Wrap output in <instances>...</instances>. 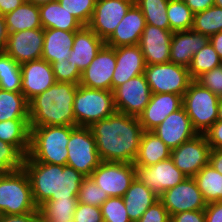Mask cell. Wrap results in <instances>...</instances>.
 <instances>
[{
    "instance_id": "cell-29",
    "label": "cell",
    "mask_w": 222,
    "mask_h": 222,
    "mask_svg": "<svg viewBox=\"0 0 222 222\" xmlns=\"http://www.w3.org/2000/svg\"><path fill=\"white\" fill-rule=\"evenodd\" d=\"M171 149L152 131H144L134 166L147 167L169 159Z\"/></svg>"
},
{
    "instance_id": "cell-59",
    "label": "cell",
    "mask_w": 222,
    "mask_h": 222,
    "mask_svg": "<svg viewBox=\"0 0 222 222\" xmlns=\"http://www.w3.org/2000/svg\"><path fill=\"white\" fill-rule=\"evenodd\" d=\"M214 5L222 8V0H214Z\"/></svg>"
},
{
    "instance_id": "cell-20",
    "label": "cell",
    "mask_w": 222,
    "mask_h": 222,
    "mask_svg": "<svg viewBox=\"0 0 222 222\" xmlns=\"http://www.w3.org/2000/svg\"><path fill=\"white\" fill-rule=\"evenodd\" d=\"M173 32L149 24L145 25L139 46L146 65L170 62V46Z\"/></svg>"
},
{
    "instance_id": "cell-27",
    "label": "cell",
    "mask_w": 222,
    "mask_h": 222,
    "mask_svg": "<svg viewBox=\"0 0 222 222\" xmlns=\"http://www.w3.org/2000/svg\"><path fill=\"white\" fill-rule=\"evenodd\" d=\"M131 222H137L159 197L137 177L122 197Z\"/></svg>"
},
{
    "instance_id": "cell-34",
    "label": "cell",
    "mask_w": 222,
    "mask_h": 222,
    "mask_svg": "<svg viewBox=\"0 0 222 222\" xmlns=\"http://www.w3.org/2000/svg\"><path fill=\"white\" fill-rule=\"evenodd\" d=\"M29 119V102L22 92L0 89V121Z\"/></svg>"
},
{
    "instance_id": "cell-58",
    "label": "cell",
    "mask_w": 222,
    "mask_h": 222,
    "mask_svg": "<svg viewBox=\"0 0 222 222\" xmlns=\"http://www.w3.org/2000/svg\"><path fill=\"white\" fill-rule=\"evenodd\" d=\"M217 120L222 121V98L218 102V117Z\"/></svg>"
},
{
    "instance_id": "cell-41",
    "label": "cell",
    "mask_w": 222,
    "mask_h": 222,
    "mask_svg": "<svg viewBox=\"0 0 222 222\" xmlns=\"http://www.w3.org/2000/svg\"><path fill=\"white\" fill-rule=\"evenodd\" d=\"M108 198L109 195L103 192L91 177H85L83 179L77 196L78 202L101 207Z\"/></svg>"
},
{
    "instance_id": "cell-45",
    "label": "cell",
    "mask_w": 222,
    "mask_h": 222,
    "mask_svg": "<svg viewBox=\"0 0 222 222\" xmlns=\"http://www.w3.org/2000/svg\"><path fill=\"white\" fill-rule=\"evenodd\" d=\"M196 81L212 93L222 98V64L211 71L203 73Z\"/></svg>"
},
{
    "instance_id": "cell-15",
    "label": "cell",
    "mask_w": 222,
    "mask_h": 222,
    "mask_svg": "<svg viewBox=\"0 0 222 222\" xmlns=\"http://www.w3.org/2000/svg\"><path fill=\"white\" fill-rule=\"evenodd\" d=\"M135 0H97L88 27L106 41Z\"/></svg>"
},
{
    "instance_id": "cell-56",
    "label": "cell",
    "mask_w": 222,
    "mask_h": 222,
    "mask_svg": "<svg viewBox=\"0 0 222 222\" xmlns=\"http://www.w3.org/2000/svg\"><path fill=\"white\" fill-rule=\"evenodd\" d=\"M8 32L4 20V15L0 14V50L4 51L7 43Z\"/></svg>"
},
{
    "instance_id": "cell-11",
    "label": "cell",
    "mask_w": 222,
    "mask_h": 222,
    "mask_svg": "<svg viewBox=\"0 0 222 222\" xmlns=\"http://www.w3.org/2000/svg\"><path fill=\"white\" fill-rule=\"evenodd\" d=\"M151 94L144 74L131 78L113 91L116 111L138 117L148 105Z\"/></svg>"
},
{
    "instance_id": "cell-7",
    "label": "cell",
    "mask_w": 222,
    "mask_h": 222,
    "mask_svg": "<svg viewBox=\"0 0 222 222\" xmlns=\"http://www.w3.org/2000/svg\"><path fill=\"white\" fill-rule=\"evenodd\" d=\"M219 99L196 80L184 93L182 106L198 134H204L217 121Z\"/></svg>"
},
{
    "instance_id": "cell-13",
    "label": "cell",
    "mask_w": 222,
    "mask_h": 222,
    "mask_svg": "<svg viewBox=\"0 0 222 222\" xmlns=\"http://www.w3.org/2000/svg\"><path fill=\"white\" fill-rule=\"evenodd\" d=\"M159 200L170 216L184 211L204 210L207 205L195 179L191 177L165 190Z\"/></svg>"
},
{
    "instance_id": "cell-4",
    "label": "cell",
    "mask_w": 222,
    "mask_h": 222,
    "mask_svg": "<svg viewBox=\"0 0 222 222\" xmlns=\"http://www.w3.org/2000/svg\"><path fill=\"white\" fill-rule=\"evenodd\" d=\"M76 126L30 127V148L24 160L66 166L67 145Z\"/></svg>"
},
{
    "instance_id": "cell-10",
    "label": "cell",
    "mask_w": 222,
    "mask_h": 222,
    "mask_svg": "<svg viewBox=\"0 0 222 222\" xmlns=\"http://www.w3.org/2000/svg\"><path fill=\"white\" fill-rule=\"evenodd\" d=\"M109 197H123L136 178L134 163L104 162L90 176Z\"/></svg>"
},
{
    "instance_id": "cell-23",
    "label": "cell",
    "mask_w": 222,
    "mask_h": 222,
    "mask_svg": "<svg viewBox=\"0 0 222 222\" xmlns=\"http://www.w3.org/2000/svg\"><path fill=\"white\" fill-rule=\"evenodd\" d=\"M145 25L144 15L134 3L117 25L112 35L105 41V45L112 48L139 45Z\"/></svg>"
},
{
    "instance_id": "cell-52",
    "label": "cell",
    "mask_w": 222,
    "mask_h": 222,
    "mask_svg": "<svg viewBox=\"0 0 222 222\" xmlns=\"http://www.w3.org/2000/svg\"><path fill=\"white\" fill-rule=\"evenodd\" d=\"M193 14L202 12L214 5V0H183Z\"/></svg>"
},
{
    "instance_id": "cell-50",
    "label": "cell",
    "mask_w": 222,
    "mask_h": 222,
    "mask_svg": "<svg viewBox=\"0 0 222 222\" xmlns=\"http://www.w3.org/2000/svg\"><path fill=\"white\" fill-rule=\"evenodd\" d=\"M205 211V222H222V201L208 203Z\"/></svg>"
},
{
    "instance_id": "cell-48",
    "label": "cell",
    "mask_w": 222,
    "mask_h": 222,
    "mask_svg": "<svg viewBox=\"0 0 222 222\" xmlns=\"http://www.w3.org/2000/svg\"><path fill=\"white\" fill-rule=\"evenodd\" d=\"M204 135L211 149H222V121L217 120Z\"/></svg>"
},
{
    "instance_id": "cell-14",
    "label": "cell",
    "mask_w": 222,
    "mask_h": 222,
    "mask_svg": "<svg viewBox=\"0 0 222 222\" xmlns=\"http://www.w3.org/2000/svg\"><path fill=\"white\" fill-rule=\"evenodd\" d=\"M135 168L136 177L158 197H160L165 190L175 187L187 178V176L174 165L171 158L147 167L135 166Z\"/></svg>"
},
{
    "instance_id": "cell-17",
    "label": "cell",
    "mask_w": 222,
    "mask_h": 222,
    "mask_svg": "<svg viewBox=\"0 0 222 222\" xmlns=\"http://www.w3.org/2000/svg\"><path fill=\"white\" fill-rule=\"evenodd\" d=\"M43 43V28L23 30L8 34L4 52L21 65L32 60L41 59Z\"/></svg>"
},
{
    "instance_id": "cell-16",
    "label": "cell",
    "mask_w": 222,
    "mask_h": 222,
    "mask_svg": "<svg viewBox=\"0 0 222 222\" xmlns=\"http://www.w3.org/2000/svg\"><path fill=\"white\" fill-rule=\"evenodd\" d=\"M115 67V48L104 45L89 66L82 71L79 85L112 91V76Z\"/></svg>"
},
{
    "instance_id": "cell-3",
    "label": "cell",
    "mask_w": 222,
    "mask_h": 222,
    "mask_svg": "<svg viewBox=\"0 0 222 222\" xmlns=\"http://www.w3.org/2000/svg\"><path fill=\"white\" fill-rule=\"evenodd\" d=\"M78 85L56 82L29 102V127L75 126L73 103Z\"/></svg>"
},
{
    "instance_id": "cell-24",
    "label": "cell",
    "mask_w": 222,
    "mask_h": 222,
    "mask_svg": "<svg viewBox=\"0 0 222 222\" xmlns=\"http://www.w3.org/2000/svg\"><path fill=\"white\" fill-rule=\"evenodd\" d=\"M207 43H209V36L192 29L173 32L170 46V62L188 68L192 62L193 55Z\"/></svg>"
},
{
    "instance_id": "cell-12",
    "label": "cell",
    "mask_w": 222,
    "mask_h": 222,
    "mask_svg": "<svg viewBox=\"0 0 222 222\" xmlns=\"http://www.w3.org/2000/svg\"><path fill=\"white\" fill-rule=\"evenodd\" d=\"M211 147L204 134H197L191 140L171 150L174 165L187 177L193 178L209 164Z\"/></svg>"
},
{
    "instance_id": "cell-54",
    "label": "cell",
    "mask_w": 222,
    "mask_h": 222,
    "mask_svg": "<svg viewBox=\"0 0 222 222\" xmlns=\"http://www.w3.org/2000/svg\"><path fill=\"white\" fill-rule=\"evenodd\" d=\"M25 0H0V14L5 15L19 7Z\"/></svg>"
},
{
    "instance_id": "cell-21",
    "label": "cell",
    "mask_w": 222,
    "mask_h": 222,
    "mask_svg": "<svg viewBox=\"0 0 222 222\" xmlns=\"http://www.w3.org/2000/svg\"><path fill=\"white\" fill-rule=\"evenodd\" d=\"M183 96L172 93L151 94L148 105L138 116L144 131H152L172 112L180 109Z\"/></svg>"
},
{
    "instance_id": "cell-25",
    "label": "cell",
    "mask_w": 222,
    "mask_h": 222,
    "mask_svg": "<svg viewBox=\"0 0 222 222\" xmlns=\"http://www.w3.org/2000/svg\"><path fill=\"white\" fill-rule=\"evenodd\" d=\"M104 45L105 41L94 31L88 26H82L75 31L74 43L68 61L72 65H77L82 72L89 66Z\"/></svg>"
},
{
    "instance_id": "cell-18",
    "label": "cell",
    "mask_w": 222,
    "mask_h": 222,
    "mask_svg": "<svg viewBox=\"0 0 222 222\" xmlns=\"http://www.w3.org/2000/svg\"><path fill=\"white\" fill-rule=\"evenodd\" d=\"M21 92L28 102L56 83L52 65L44 59H37L20 65Z\"/></svg>"
},
{
    "instance_id": "cell-47",
    "label": "cell",
    "mask_w": 222,
    "mask_h": 222,
    "mask_svg": "<svg viewBox=\"0 0 222 222\" xmlns=\"http://www.w3.org/2000/svg\"><path fill=\"white\" fill-rule=\"evenodd\" d=\"M171 216L158 199L142 215L137 222H170Z\"/></svg>"
},
{
    "instance_id": "cell-31",
    "label": "cell",
    "mask_w": 222,
    "mask_h": 222,
    "mask_svg": "<svg viewBox=\"0 0 222 222\" xmlns=\"http://www.w3.org/2000/svg\"><path fill=\"white\" fill-rule=\"evenodd\" d=\"M0 140L14 145L26 157L30 148L29 119L0 121Z\"/></svg>"
},
{
    "instance_id": "cell-26",
    "label": "cell",
    "mask_w": 222,
    "mask_h": 222,
    "mask_svg": "<svg viewBox=\"0 0 222 222\" xmlns=\"http://www.w3.org/2000/svg\"><path fill=\"white\" fill-rule=\"evenodd\" d=\"M75 31L44 29L42 59L50 64L68 59L74 43Z\"/></svg>"
},
{
    "instance_id": "cell-32",
    "label": "cell",
    "mask_w": 222,
    "mask_h": 222,
    "mask_svg": "<svg viewBox=\"0 0 222 222\" xmlns=\"http://www.w3.org/2000/svg\"><path fill=\"white\" fill-rule=\"evenodd\" d=\"M77 198L48 200L38 207L41 222H72Z\"/></svg>"
},
{
    "instance_id": "cell-5",
    "label": "cell",
    "mask_w": 222,
    "mask_h": 222,
    "mask_svg": "<svg viewBox=\"0 0 222 222\" xmlns=\"http://www.w3.org/2000/svg\"><path fill=\"white\" fill-rule=\"evenodd\" d=\"M39 212L32 197L31 183L24 168L0 173V215Z\"/></svg>"
},
{
    "instance_id": "cell-49",
    "label": "cell",
    "mask_w": 222,
    "mask_h": 222,
    "mask_svg": "<svg viewBox=\"0 0 222 222\" xmlns=\"http://www.w3.org/2000/svg\"><path fill=\"white\" fill-rule=\"evenodd\" d=\"M170 222H205V211H184L171 216Z\"/></svg>"
},
{
    "instance_id": "cell-39",
    "label": "cell",
    "mask_w": 222,
    "mask_h": 222,
    "mask_svg": "<svg viewBox=\"0 0 222 222\" xmlns=\"http://www.w3.org/2000/svg\"><path fill=\"white\" fill-rule=\"evenodd\" d=\"M221 64V59L212 44L209 42L200 51L193 55V59L188 70L192 79L196 80L203 73L211 71L214 67Z\"/></svg>"
},
{
    "instance_id": "cell-35",
    "label": "cell",
    "mask_w": 222,
    "mask_h": 222,
    "mask_svg": "<svg viewBox=\"0 0 222 222\" xmlns=\"http://www.w3.org/2000/svg\"><path fill=\"white\" fill-rule=\"evenodd\" d=\"M169 0H135V4L142 11L146 24L170 30L167 17Z\"/></svg>"
},
{
    "instance_id": "cell-6",
    "label": "cell",
    "mask_w": 222,
    "mask_h": 222,
    "mask_svg": "<svg viewBox=\"0 0 222 222\" xmlns=\"http://www.w3.org/2000/svg\"><path fill=\"white\" fill-rule=\"evenodd\" d=\"M115 112L113 91L91 89L78 84L73 103L75 126L90 127Z\"/></svg>"
},
{
    "instance_id": "cell-28",
    "label": "cell",
    "mask_w": 222,
    "mask_h": 222,
    "mask_svg": "<svg viewBox=\"0 0 222 222\" xmlns=\"http://www.w3.org/2000/svg\"><path fill=\"white\" fill-rule=\"evenodd\" d=\"M39 13L43 29L77 31L83 26L58 0L40 5Z\"/></svg>"
},
{
    "instance_id": "cell-36",
    "label": "cell",
    "mask_w": 222,
    "mask_h": 222,
    "mask_svg": "<svg viewBox=\"0 0 222 222\" xmlns=\"http://www.w3.org/2000/svg\"><path fill=\"white\" fill-rule=\"evenodd\" d=\"M21 67L12 57L3 52L0 55V89L21 92Z\"/></svg>"
},
{
    "instance_id": "cell-38",
    "label": "cell",
    "mask_w": 222,
    "mask_h": 222,
    "mask_svg": "<svg viewBox=\"0 0 222 222\" xmlns=\"http://www.w3.org/2000/svg\"><path fill=\"white\" fill-rule=\"evenodd\" d=\"M167 17L172 32L187 31L193 27L194 14L183 0H169Z\"/></svg>"
},
{
    "instance_id": "cell-37",
    "label": "cell",
    "mask_w": 222,
    "mask_h": 222,
    "mask_svg": "<svg viewBox=\"0 0 222 222\" xmlns=\"http://www.w3.org/2000/svg\"><path fill=\"white\" fill-rule=\"evenodd\" d=\"M192 30L209 37L222 31V8L213 5L194 14Z\"/></svg>"
},
{
    "instance_id": "cell-46",
    "label": "cell",
    "mask_w": 222,
    "mask_h": 222,
    "mask_svg": "<svg viewBox=\"0 0 222 222\" xmlns=\"http://www.w3.org/2000/svg\"><path fill=\"white\" fill-rule=\"evenodd\" d=\"M74 222H103L101 208L78 202L73 215Z\"/></svg>"
},
{
    "instance_id": "cell-53",
    "label": "cell",
    "mask_w": 222,
    "mask_h": 222,
    "mask_svg": "<svg viewBox=\"0 0 222 222\" xmlns=\"http://www.w3.org/2000/svg\"><path fill=\"white\" fill-rule=\"evenodd\" d=\"M209 164L222 174V149H211Z\"/></svg>"
},
{
    "instance_id": "cell-2",
    "label": "cell",
    "mask_w": 222,
    "mask_h": 222,
    "mask_svg": "<svg viewBox=\"0 0 222 222\" xmlns=\"http://www.w3.org/2000/svg\"><path fill=\"white\" fill-rule=\"evenodd\" d=\"M23 168L28 174L32 197L37 207L48 200L77 198L85 178L69 166L24 160Z\"/></svg>"
},
{
    "instance_id": "cell-57",
    "label": "cell",
    "mask_w": 222,
    "mask_h": 222,
    "mask_svg": "<svg viewBox=\"0 0 222 222\" xmlns=\"http://www.w3.org/2000/svg\"><path fill=\"white\" fill-rule=\"evenodd\" d=\"M27 1L35 4L36 6H40V5L47 4L49 2H53L57 0H27Z\"/></svg>"
},
{
    "instance_id": "cell-40",
    "label": "cell",
    "mask_w": 222,
    "mask_h": 222,
    "mask_svg": "<svg viewBox=\"0 0 222 222\" xmlns=\"http://www.w3.org/2000/svg\"><path fill=\"white\" fill-rule=\"evenodd\" d=\"M25 156L10 143L0 140V173L23 168Z\"/></svg>"
},
{
    "instance_id": "cell-51",
    "label": "cell",
    "mask_w": 222,
    "mask_h": 222,
    "mask_svg": "<svg viewBox=\"0 0 222 222\" xmlns=\"http://www.w3.org/2000/svg\"><path fill=\"white\" fill-rule=\"evenodd\" d=\"M0 222H41L39 212L20 215H0Z\"/></svg>"
},
{
    "instance_id": "cell-19",
    "label": "cell",
    "mask_w": 222,
    "mask_h": 222,
    "mask_svg": "<svg viewBox=\"0 0 222 222\" xmlns=\"http://www.w3.org/2000/svg\"><path fill=\"white\" fill-rule=\"evenodd\" d=\"M152 132L171 150L191 140L198 134L193 129L190 118L183 106L168 115Z\"/></svg>"
},
{
    "instance_id": "cell-55",
    "label": "cell",
    "mask_w": 222,
    "mask_h": 222,
    "mask_svg": "<svg viewBox=\"0 0 222 222\" xmlns=\"http://www.w3.org/2000/svg\"><path fill=\"white\" fill-rule=\"evenodd\" d=\"M209 42L212 44L222 61V31L210 36Z\"/></svg>"
},
{
    "instance_id": "cell-33",
    "label": "cell",
    "mask_w": 222,
    "mask_h": 222,
    "mask_svg": "<svg viewBox=\"0 0 222 222\" xmlns=\"http://www.w3.org/2000/svg\"><path fill=\"white\" fill-rule=\"evenodd\" d=\"M193 178L207 204L222 201V174L210 164L204 166Z\"/></svg>"
},
{
    "instance_id": "cell-8",
    "label": "cell",
    "mask_w": 222,
    "mask_h": 222,
    "mask_svg": "<svg viewBox=\"0 0 222 222\" xmlns=\"http://www.w3.org/2000/svg\"><path fill=\"white\" fill-rule=\"evenodd\" d=\"M67 149L66 165L85 177H90L93 170L102 162L89 127L76 126L70 134Z\"/></svg>"
},
{
    "instance_id": "cell-22",
    "label": "cell",
    "mask_w": 222,
    "mask_h": 222,
    "mask_svg": "<svg viewBox=\"0 0 222 222\" xmlns=\"http://www.w3.org/2000/svg\"><path fill=\"white\" fill-rule=\"evenodd\" d=\"M116 67L112 76V91L131 78L144 74L146 63L139 45L115 48Z\"/></svg>"
},
{
    "instance_id": "cell-42",
    "label": "cell",
    "mask_w": 222,
    "mask_h": 222,
    "mask_svg": "<svg viewBox=\"0 0 222 222\" xmlns=\"http://www.w3.org/2000/svg\"><path fill=\"white\" fill-rule=\"evenodd\" d=\"M83 26H88L97 0H58Z\"/></svg>"
},
{
    "instance_id": "cell-9",
    "label": "cell",
    "mask_w": 222,
    "mask_h": 222,
    "mask_svg": "<svg viewBox=\"0 0 222 222\" xmlns=\"http://www.w3.org/2000/svg\"><path fill=\"white\" fill-rule=\"evenodd\" d=\"M144 75L151 93H172L183 96L193 81L187 67L175 63L146 65Z\"/></svg>"
},
{
    "instance_id": "cell-43",
    "label": "cell",
    "mask_w": 222,
    "mask_h": 222,
    "mask_svg": "<svg viewBox=\"0 0 222 222\" xmlns=\"http://www.w3.org/2000/svg\"><path fill=\"white\" fill-rule=\"evenodd\" d=\"M100 208L103 222H131L122 197H109Z\"/></svg>"
},
{
    "instance_id": "cell-44",
    "label": "cell",
    "mask_w": 222,
    "mask_h": 222,
    "mask_svg": "<svg viewBox=\"0 0 222 222\" xmlns=\"http://www.w3.org/2000/svg\"><path fill=\"white\" fill-rule=\"evenodd\" d=\"M51 65L56 82L74 83L77 85L80 83L82 72L77 65H72L68 59L55 61Z\"/></svg>"
},
{
    "instance_id": "cell-30",
    "label": "cell",
    "mask_w": 222,
    "mask_h": 222,
    "mask_svg": "<svg viewBox=\"0 0 222 222\" xmlns=\"http://www.w3.org/2000/svg\"><path fill=\"white\" fill-rule=\"evenodd\" d=\"M8 34L42 28L39 6L25 0L12 12L4 15Z\"/></svg>"
},
{
    "instance_id": "cell-1",
    "label": "cell",
    "mask_w": 222,
    "mask_h": 222,
    "mask_svg": "<svg viewBox=\"0 0 222 222\" xmlns=\"http://www.w3.org/2000/svg\"><path fill=\"white\" fill-rule=\"evenodd\" d=\"M89 128L101 161L134 163L144 132L138 117L116 111Z\"/></svg>"
}]
</instances>
